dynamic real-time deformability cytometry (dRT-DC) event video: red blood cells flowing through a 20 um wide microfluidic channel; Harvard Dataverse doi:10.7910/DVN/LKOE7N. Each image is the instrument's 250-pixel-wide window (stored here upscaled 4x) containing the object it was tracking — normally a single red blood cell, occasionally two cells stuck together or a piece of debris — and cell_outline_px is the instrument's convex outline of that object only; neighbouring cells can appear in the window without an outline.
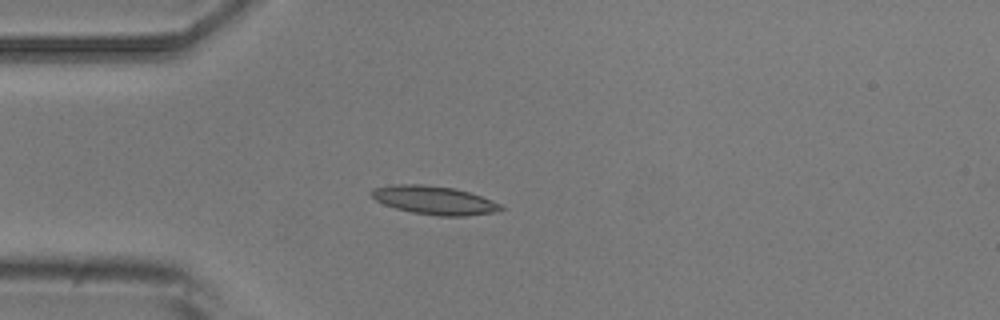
{"species": "common noctule bat (a hibernating species)", "species_latin": "Nyctalus noctula", "temperature_condition": "room temperature", "stored_images_in_passage": 4, "camera_frame_rate_fps": 3000, "um_per_image_px": 0.085, "animal": {"sex": "male", "body_mass_g": 20.5, "forearm_length_mm": 52.5}, "frame": {"image": 1, "passage_image": 4, "time_ms": 3.333, "image_size_px": [1000, 320], "cell_outline_px": [[504, 208], [492, 212], [464, 216], [436, 216], [412, 212], [396, 208], [384, 204], [376, 200], [372, 196], [372, 188], [392, 184], [424, 184], [456, 188], [480, 196], [500, 204]], "centroid_in_image_um": [36.87, 17.01], "position_along_channel_um": 48.1, "area_um2": 21.27}}